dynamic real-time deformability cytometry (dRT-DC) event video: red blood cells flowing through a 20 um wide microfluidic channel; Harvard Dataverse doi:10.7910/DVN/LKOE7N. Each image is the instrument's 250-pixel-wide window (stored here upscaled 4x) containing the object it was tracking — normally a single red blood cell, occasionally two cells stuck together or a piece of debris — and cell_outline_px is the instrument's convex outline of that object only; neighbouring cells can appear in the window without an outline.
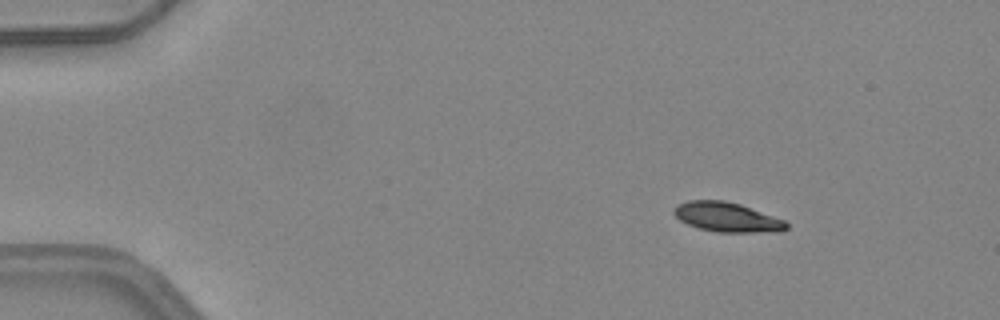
{"species": "common noctule bat (a hibernating species)", "species_latin": "Nyctalus noctula", "temperature_condition": "warm", "stored_images_in_passage": 45, "camera_frame_rate_fps": 3000, "um_per_image_px": 0.085, "animal": {"sex": "female", "body_mass_g": 24.6, "forearm_length_mm": 56.2}, "frame": {"image": 1, "passage_image": 2, "time_ms": 0.333, "image_size_px": [1000, 320], "cell_outline_px": [[788, 228], [780, 232], [716, 232], [700, 228], [688, 224], [680, 220], [672, 212], [672, 208], [676, 204], [688, 200], [724, 200], [740, 204], [784, 220], [788, 224]], "centroid_in_image_um": [61.77, 18.45], "position_along_channel_um": 23.2, "area_um2": 19.42}}
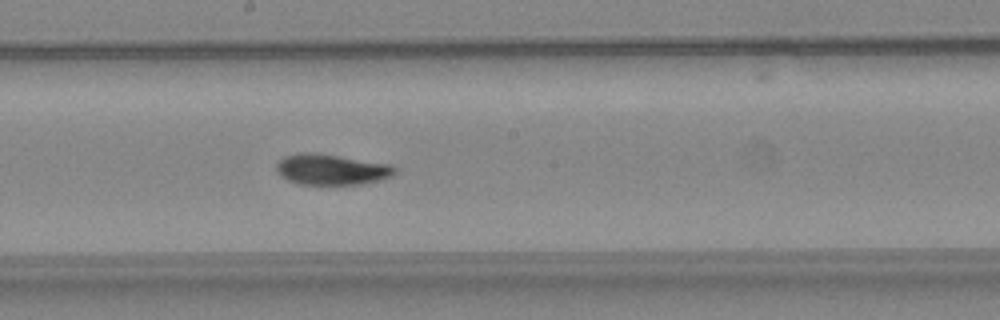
{"frame": {"image": 2, "passage_image": 23, "time_ms": 7.333, "image_size_px": [1000, 320], "cell_outline_px": [[396, 172], [392, 176], [380, 180], [360, 184], [300, 184], [288, 180], [280, 176], [276, 168], [276, 164], [284, 156], [300, 152], [316, 152], [392, 164], [396, 168]], "centroid_in_image_um": [28.18, 14.39], "position_along_channel_um": 220.0, "area_um2": 21.39}}
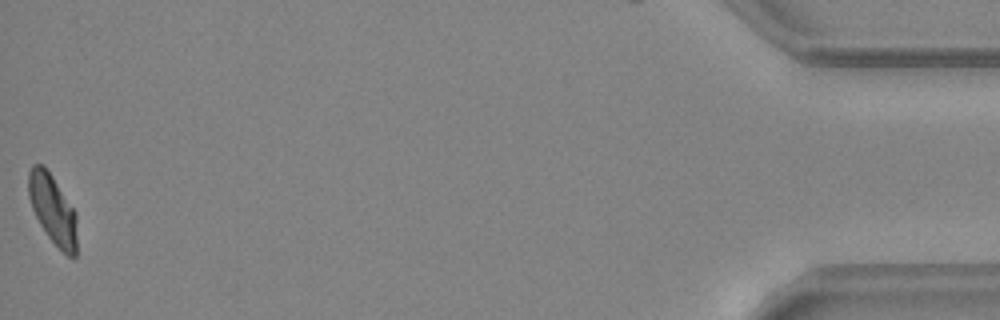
{"frame": {"image": 3, "passage_image": 45, "time_ms": 14.667, "image_size_px": [1000, 320], "cell_outline_px": [[76, 256], [72, 260], [48, 236], [40, 224], [32, 208], [28, 196], [28, 172], [32, 164], [44, 164], [76, 212]], "centroid_in_image_um": [4.47, 17.77], "position_along_channel_um": 430.7, "area_um2": 19.54}, "authors_computed_cell_mechanics": {"area_um2": 20.6924, "velocity_mm_per_s": 4.1666, "shape_relaxation_time_tau1_ms": 5.6509, "shape_relaxation_time_tau2_ms": 1.5597, "deformation_change_tau1": 0.1865, "deformation_change_tau2": 0.0475}}